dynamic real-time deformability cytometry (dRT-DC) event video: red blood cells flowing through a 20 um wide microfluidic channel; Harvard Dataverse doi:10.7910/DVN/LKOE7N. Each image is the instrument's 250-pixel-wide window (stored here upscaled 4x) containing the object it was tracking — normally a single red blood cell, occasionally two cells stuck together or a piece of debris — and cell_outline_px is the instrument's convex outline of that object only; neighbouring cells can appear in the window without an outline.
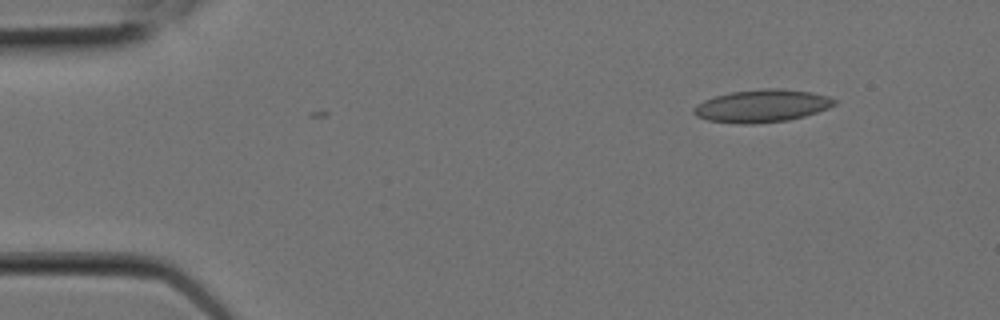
{"species": "Egyptian fruit bat (a non-hibernating species)", "species_latin": "Rousettus aegyptiacus", "temperature_condition": "room temperature", "stored_images_in_passage": 2, "camera_frame_rate_fps": 3000, "um_per_image_px": 0.085, "animal": {"sex": "female"}, "frame": {"image": 1, "passage_image": 2, "time_ms": 0.333, "image_size_px": [1000, 320], "cell_outline_px": [[836, 104], [828, 108], [804, 116], [788, 120], [752, 124], [740, 124], [708, 120], [696, 116], [692, 112], [692, 108], [696, 104], [704, 100], [728, 92], [764, 88], [780, 88], [812, 92], [828, 96], [836, 100]], "centroid_in_image_um": [64.74, 8.99], "position_along_channel_um": 20.3, "area_um2": 26.88}}